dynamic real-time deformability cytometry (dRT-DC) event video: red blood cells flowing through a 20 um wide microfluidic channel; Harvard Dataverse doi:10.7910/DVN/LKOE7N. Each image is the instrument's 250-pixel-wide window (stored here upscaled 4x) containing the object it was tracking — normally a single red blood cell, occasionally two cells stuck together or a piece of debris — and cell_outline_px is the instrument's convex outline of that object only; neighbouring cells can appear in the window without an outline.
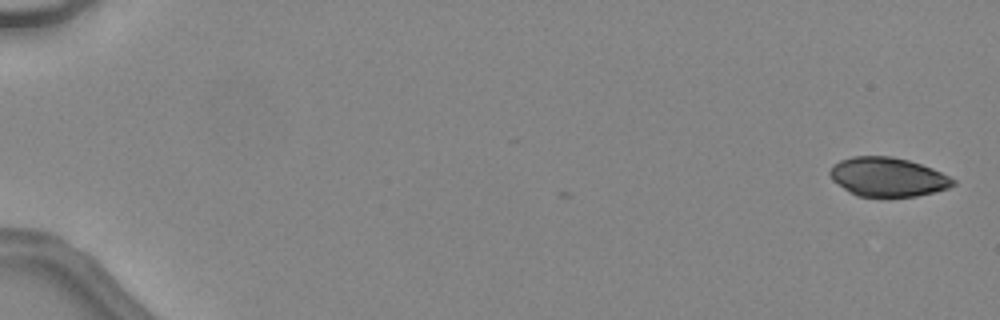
{"species": "common noctule bat (a hibernating species)", "species_latin": "Nyctalus noctula", "temperature_condition": "warm", "stored_images_in_passage": 32, "camera_frame_rate_fps": 3000, "um_per_image_px": 0.085, "animal": {"sex": "female", "body_mass_g": 24.6, "forearm_length_mm": 56.2}, "frame": {"image": 1, "passage_image": 1, "time_ms": 0.0, "image_size_px": [1000, 320], "cell_outline_px": [[956, 184], [948, 188], [916, 196], [856, 196], [848, 192], [832, 180], [828, 172], [840, 160], [852, 156], [892, 156], [908, 160], [932, 168], [956, 180]], "centroid_in_image_um": [75.44, 15.04], "position_along_channel_um": 9.6, "area_um2": 27.86}}
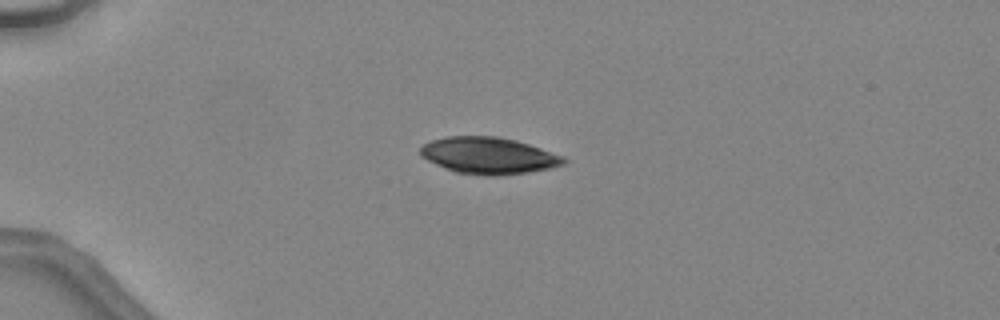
{"frame": {"image": 2, "passage_image": 13, "time_ms": 4.0, "image_size_px": [1000, 320], "cell_outline_px": [[568, 160], [564, 164], [552, 168], [528, 172], [496, 176], [488, 176], [456, 172], [444, 168], [420, 156], [420, 148], [424, 144], [432, 140], [448, 136], [496, 136], [516, 140], [564, 156]], "centroid_in_image_um": [41.54, 13.23], "position_along_channel_um": 43.5, "area_um2": 30.63}}
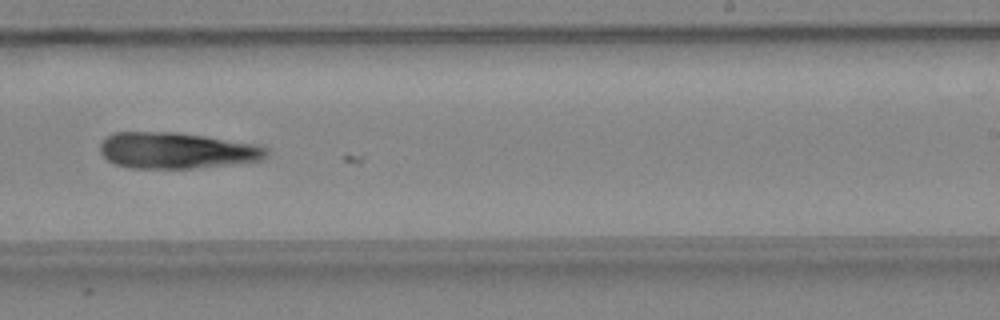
{"frame": {"image": 3, "passage_image": 31, "time_ms": 10.0, "image_size_px": [1000, 320], "cell_outline_px": [[268, 156], [264, 160], [196, 168], [128, 168], [112, 164], [100, 152], [100, 144], [108, 136], [116, 132], [176, 132], [204, 136], [256, 144], [268, 148]], "centroid_in_image_um": [15.02, 12.8], "position_along_channel_um": 274.0, "area_um2": 35.14}}